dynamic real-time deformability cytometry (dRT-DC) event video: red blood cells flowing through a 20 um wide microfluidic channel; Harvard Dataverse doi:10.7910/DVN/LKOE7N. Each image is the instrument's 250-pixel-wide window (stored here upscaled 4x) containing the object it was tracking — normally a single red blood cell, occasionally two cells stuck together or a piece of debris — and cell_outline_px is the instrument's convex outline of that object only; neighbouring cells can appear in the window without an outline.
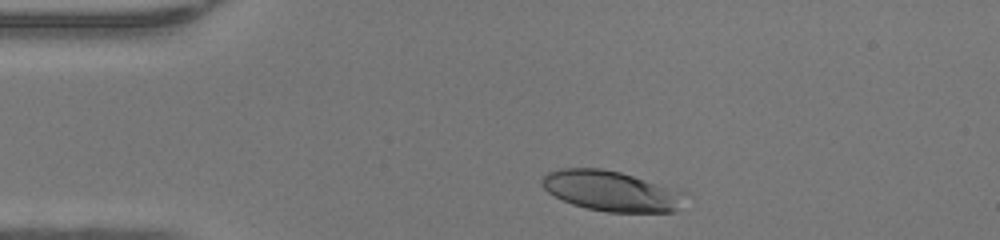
{"species": "human", "species_latin": "Homo sapiens", "temperature_condition": "warm", "stored_images_in_passage": 30, "camera_frame_rate_fps": 3000, "um_per_image_px": 0.085, "donor": {"sex": "female"}, "frame": {"image": 1, "passage_image": 1, "time_ms": 0.0, "image_size_px": [1000, 240], "cell_outline_px": [[684, 192], [676, 208], [672, 212], [608, 212], [588, 208], [572, 204], [548, 192], [540, 184], [540, 180], [548, 172], [560, 168], [600, 168], [620, 172]], "centroid_in_image_um": [51.85, 16.22], "position_along_channel_um": 33.1, "area_um2": 32.83}}
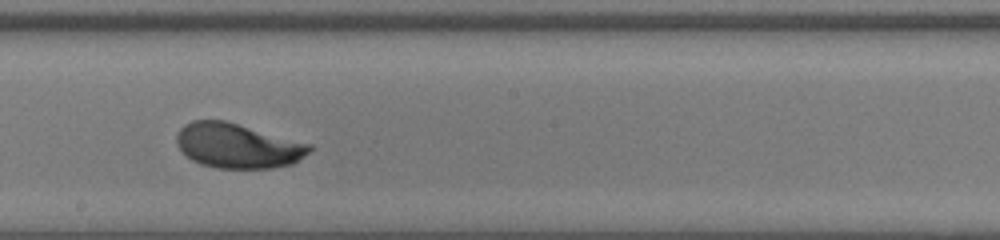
{"frame": {"image": 2, "passage_image": 18, "time_ms": 5.667, "image_size_px": [1000, 240], "cell_outline_px": [[312, 148], [308, 152], [292, 164], [272, 168], [216, 168], [200, 164], [192, 160], [176, 144], [176, 136], [180, 128], [184, 124], [192, 120], [224, 120], [312, 144]], "centroid_in_image_um": [20.18, 12.38], "position_along_channel_um": 228.0, "area_um2": 34.51}}
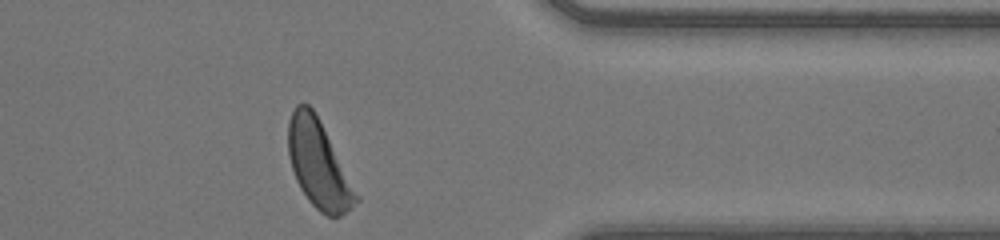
{"frame": {"image": 3, "passage_image": 30, "time_ms": 9.667, "image_size_px": [1000, 240], "cell_outline_px": [[360, 200], [352, 208], [340, 216], [328, 216], [320, 212], [308, 200], [300, 188], [296, 180], [288, 156], [288, 120], [296, 104], [308, 104], [312, 108], [360, 196]], "centroid_in_image_um": [27.07, 14.01], "position_along_channel_um": 384.3, "area_um2": 34.1}, "authors_computed_cell_mechanics": {"area_um2": 34.5355, "velocity_mm_per_s": 4.2768, "shape_relaxation_time_tau1_ms": 2.0971, "shape_relaxation_time_tau2_ms": 1.5072, "deformation_change_tau1": 0.1439, "deformation_change_tau2": 0.0684}}